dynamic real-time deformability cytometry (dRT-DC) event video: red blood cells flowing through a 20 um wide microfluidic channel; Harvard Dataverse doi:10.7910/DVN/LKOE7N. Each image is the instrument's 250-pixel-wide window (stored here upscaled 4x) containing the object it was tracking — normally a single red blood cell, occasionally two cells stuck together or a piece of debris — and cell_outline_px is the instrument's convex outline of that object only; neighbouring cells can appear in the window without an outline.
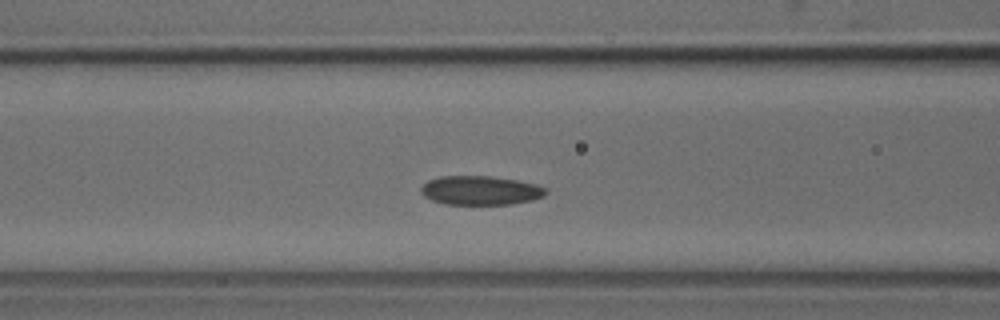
{"species": "common noctule bat (a hibernating species)", "species_latin": "Nyctalus noctula", "temperature_condition": "cold", "stored_images_in_passage": 43, "camera_frame_rate_fps": 3000, "um_per_image_px": 0.085, "animal": {"sex": "male", "body_mass_g": 18.8}, "frame": {"image": 1, "passage_image": 13, "time_ms": 4.0, "image_size_px": [1000, 320], "cell_outline_px": [[548, 192], [544, 196], [532, 200], [512, 204], [444, 204], [432, 200], [424, 196], [420, 192], [420, 188], [428, 180], [440, 176], [492, 176], [516, 180], [536, 184], [548, 188]], "centroid_in_image_um": [40.85, 16.18], "position_along_channel_um": 125.7, "area_um2": 21.27}}
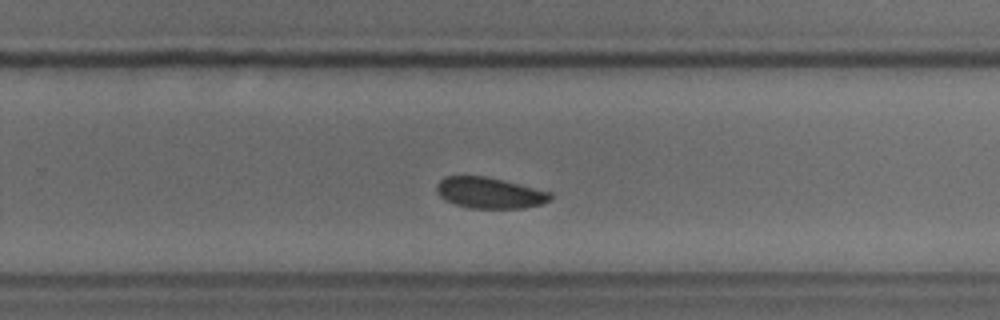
{"frame": {"image": 2, "passage_image": 25, "time_ms": 8.0, "image_size_px": [1000, 320], "cell_outline_px": [[552, 200], [540, 204], [524, 208], [468, 208], [444, 200], [436, 192], [436, 184], [444, 176], [484, 176], [552, 192]], "centroid_in_image_um": [41.59, 16.4], "position_along_channel_um": 288.2, "area_um2": 20.52}}